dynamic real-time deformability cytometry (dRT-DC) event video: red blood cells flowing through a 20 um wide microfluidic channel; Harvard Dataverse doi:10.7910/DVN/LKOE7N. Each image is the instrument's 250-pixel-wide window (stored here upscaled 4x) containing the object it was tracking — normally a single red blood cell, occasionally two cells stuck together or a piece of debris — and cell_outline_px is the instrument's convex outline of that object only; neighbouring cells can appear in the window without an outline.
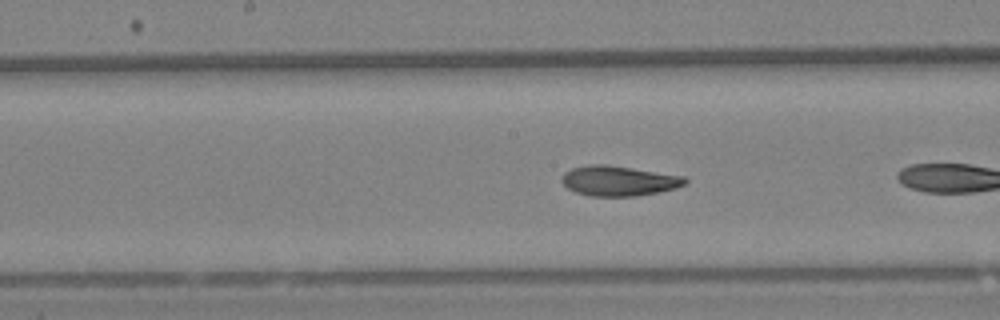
{"species": "Egyptian fruit bat (a non-hibernating species)", "species_latin": "Rousettus aegyptiacus", "temperature_condition": "warm", "stored_images_in_passage": 17, "camera_frame_rate_fps": 3000, "um_per_image_px": 0.085, "animal": {"sex": "female"}, "frame": {"image": 1, "passage_image": 12, "time_ms": 3.667, "image_size_px": [1000, 320], "cell_outline_px": [[688, 180], [684, 184], [676, 188], [660, 192], [636, 196], [588, 196], [576, 192], [568, 188], [560, 180], [560, 176], [564, 172], [572, 168], [592, 164], [604, 164], [632, 168], [684, 176]], "centroid_in_image_um": [52.57, 15.37], "position_along_channel_um": 195.6, "area_um2": 21.62}}